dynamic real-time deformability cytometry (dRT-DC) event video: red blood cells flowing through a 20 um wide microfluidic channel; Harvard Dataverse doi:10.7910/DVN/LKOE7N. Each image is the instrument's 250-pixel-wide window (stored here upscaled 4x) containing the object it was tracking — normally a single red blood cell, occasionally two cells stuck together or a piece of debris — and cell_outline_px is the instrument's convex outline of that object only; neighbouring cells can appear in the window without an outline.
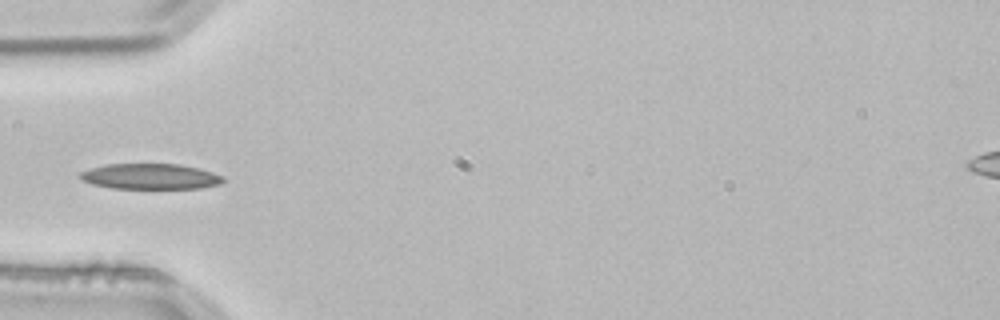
{"species": "common noctule bat (a hibernating species)", "species_latin": "Nyctalus noctula", "temperature_condition": "room temperature", "stored_images_in_passage": 37, "camera_frame_rate_fps": 3000, "um_per_image_px": 0.085, "animal": {"sex": "male", "body_mass_g": 21.5, "forearm_length_mm": 52.0}, "frame": {"image": 1, "passage_image": 1, "time_ms": 0.0, "image_size_px": [1000, 320], "cell_outline_px": [[224, 180], [220, 184], [200, 188], [112, 188], [92, 184], [84, 180], [80, 176], [80, 172], [92, 168], [108, 164], [180, 164], [200, 168], [224, 176]], "centroid_in_image_um": [12.83, 14.99], "position_along_channel_um": 72.2, "area_um2": 21.15}}
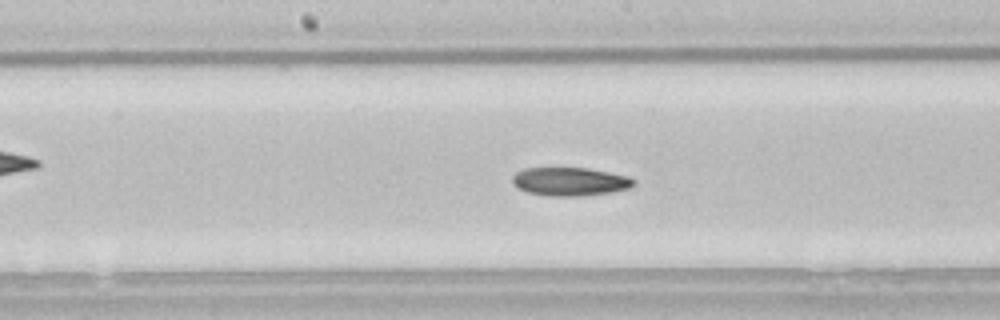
{"frame": {"image": 2, "passage_image": 11, "time_ms": 3.333, "image_size_px": [1000, 320], "cell_outline_px": [[636, 184], [628, 188], [612, 192], [584, 196], [548, 196], [528, 192], [516, 188], [512, 184], [512, 176], [516, 172], [524, 168], [588, 168], [628, 176], [636, 180]], "centroid_in_image_um": [48.43, 15.44], "position_along_channel_um": 199.8, "area_um2": 20.29}, "authors_computed_cell_mechanics": {"area_um2": 20.23, "velocity_mm_per_s": 3.8035, "shape_relaxation_time_tau1_ms": null, "shape_relaxation_time_tau2_ms": 8.7488, "deformation_change_tau1": null, "deformation_change_tau2": 0.1478}}